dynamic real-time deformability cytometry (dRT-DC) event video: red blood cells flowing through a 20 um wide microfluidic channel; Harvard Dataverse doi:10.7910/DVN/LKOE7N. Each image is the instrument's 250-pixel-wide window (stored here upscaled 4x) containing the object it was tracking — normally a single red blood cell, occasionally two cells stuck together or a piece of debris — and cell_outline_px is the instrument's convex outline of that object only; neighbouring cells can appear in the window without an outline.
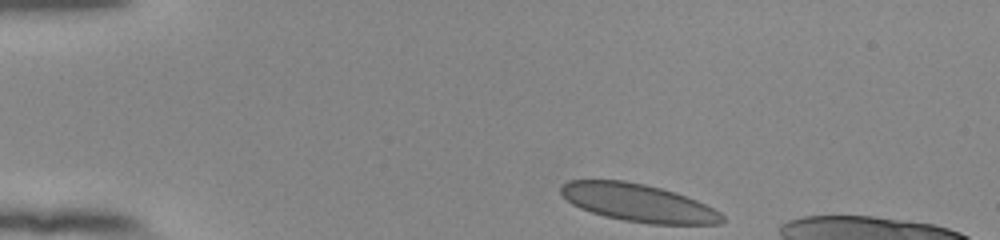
{"species": "human", "species_latin": "Homo sapiens", "temperature_condition": "room temperature", "stored_images_in_passage": 39, "camera_frame_rate_fps": 3000, "um_per_image_px": 0.085, "donor": {"sex": "female"}, "frame": {"image": 1, "passage_image": 1, "time_ms": 0.0, "image_size_px": [1000, 240], "cell_outline_px": [[724, 220], [720, 224], [648, 224], [624, 220], [604, 216], [580, 208], [572, 204], [560, 192], [560, 184], [568, 180], [624, 180], [644, 184], [660, 188], [696, 200], [720, 212], [724, 216]], "centroid_in_image_um": [54.22, 17.24], "position_along_channel_um": 30.8, "area_um2": 35.26}}
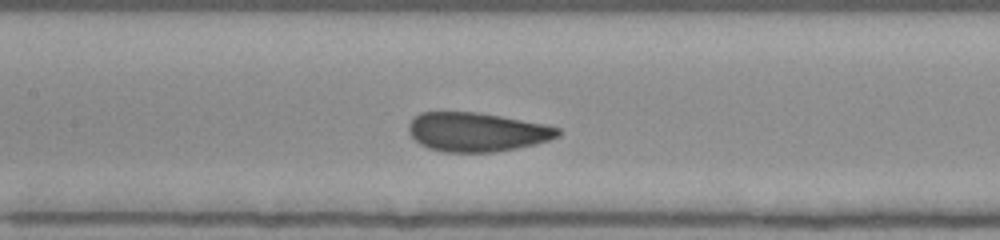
{"frame": {"image": 2, "passage_image": 17, "time_ms": 5.333, "image_size_px": [1000, 240], "cell_outline_px": [[560, 136], [536, 144], [516, 148], [492, 152], [444, 152], [428, 148], [420, 144], [408, 132], [408, 124], [420, 112], [476, 112], [500, 116], [544, 124], [560, 128]], "centroid_in_image_um": [40.52, 11.22], "position_along_channel_um": 166.9, "area_um2": 33.81}}
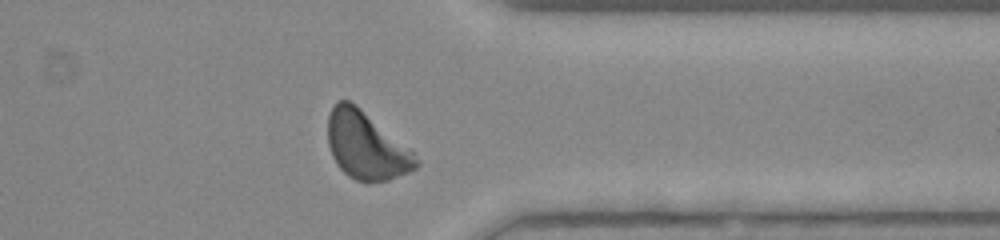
{"frame": {"image": 3, "passage_image": 34, "time_ms": 11.0, "image_size_px": [1000, 240], "cell_outline_px": [[420, 164], [416, 168], [408, 172], [388, 180], [368, 184], [356, 180], [348, 176], [336, 164], [332, 156], [328, 144], [328, 116], [336, 100], [348, 100], [356, 104], [416, 152], [420, 160]], "centroid_in_image_um": [31.16, 12.39], "position_along_channel_um": 380.2, "area_um2": 35.32}, "authors_computed_cell_mechanics": {"area_um2": 34.2754, "velocity_mm_per_s": 3.8467, "shape_relaxation_time_tau1_ms": 3.3478, "shape_relaxation_time_tau2_ms": null, "deformation_change_tau1": 0.1085, "deformation_change_tau2": null}}